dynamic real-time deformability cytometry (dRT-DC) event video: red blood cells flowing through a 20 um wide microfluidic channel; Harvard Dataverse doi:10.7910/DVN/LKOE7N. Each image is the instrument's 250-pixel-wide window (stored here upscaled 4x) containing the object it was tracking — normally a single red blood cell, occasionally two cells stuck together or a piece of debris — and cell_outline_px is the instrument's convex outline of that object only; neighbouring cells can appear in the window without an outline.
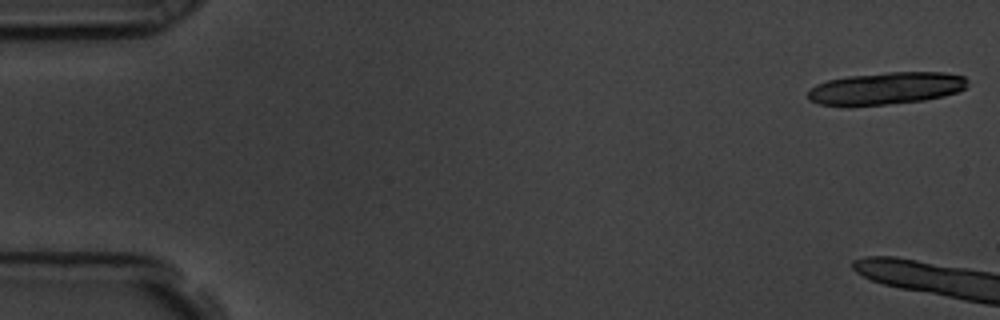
{"species": "common noctule bat (a hibernating species)", "species_latin": "Nyctalus noctula", "temperature_condition": "room temperature", "stored_images_in_passage": 8, "camera_frame_rate_fps": 3000, "um_per_image_px": 0.085, "animal": {"sex": "male", "body_mass_g": 19.5, "forearm_length_mm": 54.6}, "frame": {"image": 1, "passage_image": 1, "time_ms": 0.0, "image_size_px": [1000, 320], "cell_outline_px": [[968, 84], [964, 88], [956, 92], [944, 96], [924, 100], [848, 108], [820, 104], [808, 100], [808, 92], [816, 84], [828, 80], [848, 76], [888, 72], [944, 72], [964, 76], [968, 80]], "centroid_in_image_um": [75.27, 7.53], "position_along_channel_um": 9.7, "area_um2": 30.46}}